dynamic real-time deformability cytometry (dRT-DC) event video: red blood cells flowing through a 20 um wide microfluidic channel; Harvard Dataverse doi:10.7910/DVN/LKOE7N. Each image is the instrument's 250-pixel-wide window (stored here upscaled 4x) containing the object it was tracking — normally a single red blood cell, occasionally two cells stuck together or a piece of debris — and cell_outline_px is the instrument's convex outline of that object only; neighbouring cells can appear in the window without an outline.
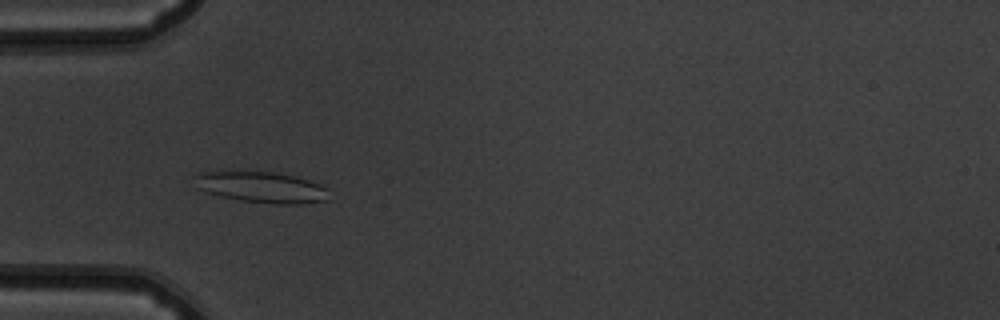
{"species": "common noctule bat (a hibernating species)", "species_latin": "Nyctalus noctula", "temperature_condition": "warm", "stored_images_in_passage": 41, "camera_frame_rate_fps": 3000, "um_per_image_px": 0.085, "animal": {"sex": "male", "body_mass_g": 19.5, "forearm_length_mm": 54.6}, "frame": {"image": 1, "passage_image": 5, "time_ms": 1.333, "image_size_px": [1000, 320], "cell_outline_px": [[328, 200], [300, 204], [272, 204], [240, 200], [220, 196], [196, 188], [192, 176], [196, 172], [228, 168], [244, 168], [276, 172], [296, 176], [308, 180], [328, 188]], "centroid_in_image_um": [22.09, 15.84], "position_along_channel_um": 62.9, "area_um2": 25.78}}
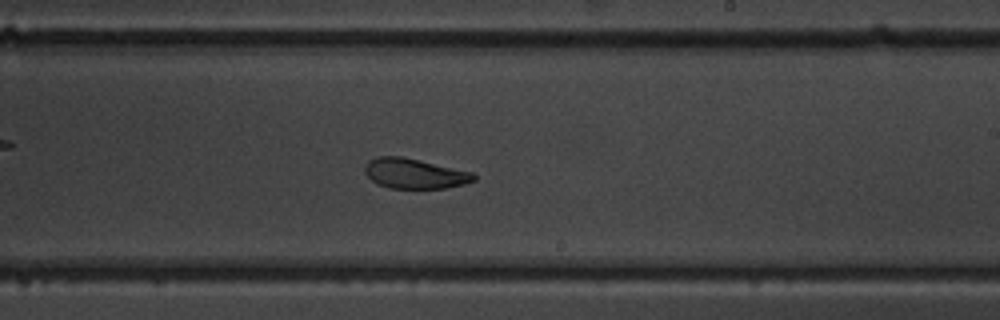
{"frame": {"image": 2, "passage_image": 20, "time_ms": 6.333, "image_size_px": [1000, 320], "cell_outline_px": [[476, 180], [464, 184], [444, 188], [388, 188], [376, 184], [364, 172], [364, 168], [368, 160], [376, 156], [400, 156], [420, 160], [472, 172], [476, 176]], "centroid_in_image_um": [35.21, 14.75], "position_along_channel_um": 253.8, "area_um2": 19.13}}
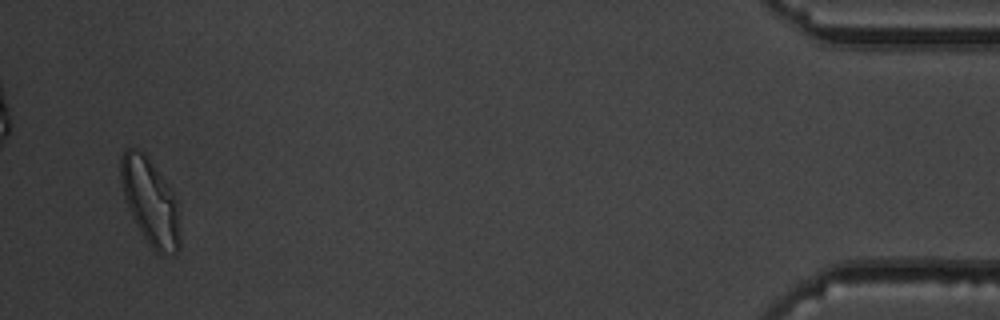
{"frame": {"image": 3, "passage_image": 39, "time_ms": 12.667, "image_size_px": [1000, 320], "cell_outline_px": [[180, 248], [176, 252], [168, 256], [156, 252], [152, 248], [140, 232], [132, 216], [124, 196], [120, 176], [120, 156], [124, 148], [136, 148], [144, 152], [148, 156], [168, 184], [172, 192], [176, 204], [180, 244]], "centroid_in_image_um": [12.74, 17.11], "position_along_channel_um": 422.5, "area_um2": 29.65}, "authors_computed_cell_mechanics": {"area_um2": 20.9814, "velocity_mm_per_s": 3.8708, "shape_relaxation_time_tau1_ms": 4.1094, "shape_relaxation_time_tau2_ms": 1.5375, "deformation_change_tau1": 0.1146, "deformation_change_tau2": 0.0692}}